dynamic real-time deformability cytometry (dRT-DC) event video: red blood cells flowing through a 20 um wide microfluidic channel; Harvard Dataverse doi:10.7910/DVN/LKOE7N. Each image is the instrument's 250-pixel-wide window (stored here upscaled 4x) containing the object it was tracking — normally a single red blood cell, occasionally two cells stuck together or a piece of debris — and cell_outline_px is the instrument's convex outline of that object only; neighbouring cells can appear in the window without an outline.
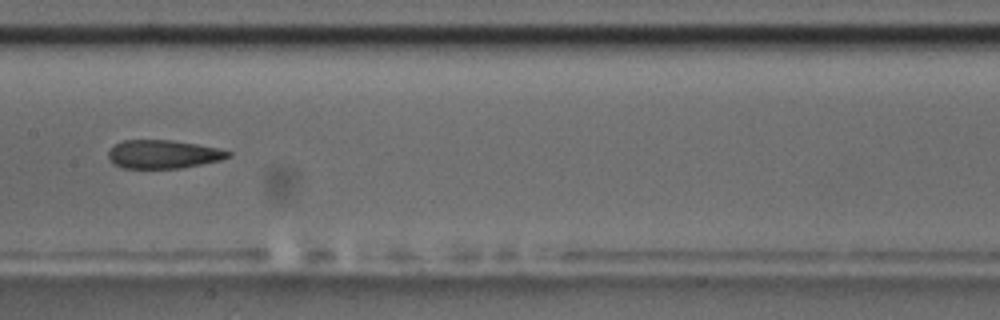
{"species": "common noctule bat (a hibernating species)", "species_latin": "Nyctalus noctula", "temperature_condition": "room temperature", "stored_images_in_passage": 23, "camera_frame_rate_fps": 3000, "um_per_image_px": 0.085, "animal": {"sex": "male", "body_mass_g": 17.5, "forearm_length_mm": 52.3}, "frame": {"image": 1, "passage_image": 14, "time_ms": 4.333, "image_size_px": [1000, 320], "cell_outline_px": [[232, 156], [220, 160], [180, 168], [124, 168], [112, 164], [108, 156], [108, 152], [112, 144], [124, 140], [172, 140], [196, 144], [216, 148], [232, 152]], "centroid_in_image_um": [13.83, 13.1], "position_along_channel_um": 193.6, "area_um2": 19.88}}